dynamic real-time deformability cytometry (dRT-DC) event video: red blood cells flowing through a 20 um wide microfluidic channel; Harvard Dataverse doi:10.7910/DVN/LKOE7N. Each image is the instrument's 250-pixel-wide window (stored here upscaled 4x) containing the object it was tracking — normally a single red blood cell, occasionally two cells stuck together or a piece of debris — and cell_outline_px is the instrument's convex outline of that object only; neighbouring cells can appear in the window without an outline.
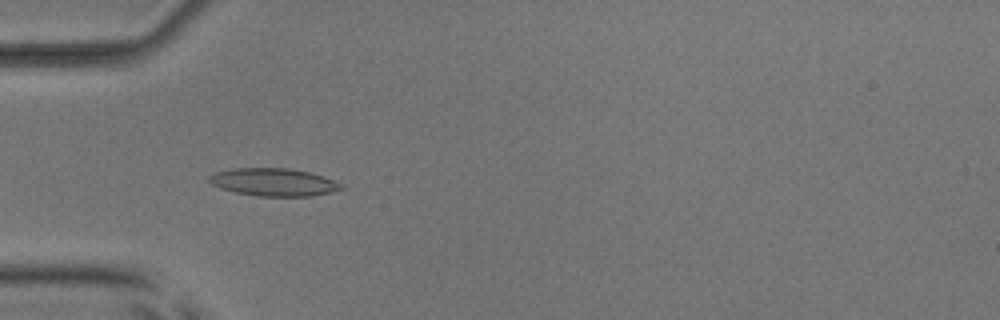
{"species": "common noctule bat (a hibernating species)", "species_latin": "Nyctalus noctula", "temperature_condition": "room temperature", "stored_images_in_passage": 53, "camera_frame_rate_fps": 3000, "um_per_image_px": 0.085, "animal": {"sex": "male", "body_mass_g": 17.9, "forearm_length_mm": 54.2}, "frame": {"image": 1, "passage_image": 17, "time_ms": 5.333, "image_size_px": [1000, 320], "cell_outline_px": [[344, 188], [312, 196], [256, 196], [236, 192], [220, 188], [212, 184], [208, 180], [208, 176], [216, 172], [232, 168], [288, 168], [308, 172], [344, 184]], "centroid_in_image_um": [23.22, 15.48], "position_along_channel_um": 61.8, "area_um2": 21.15}}
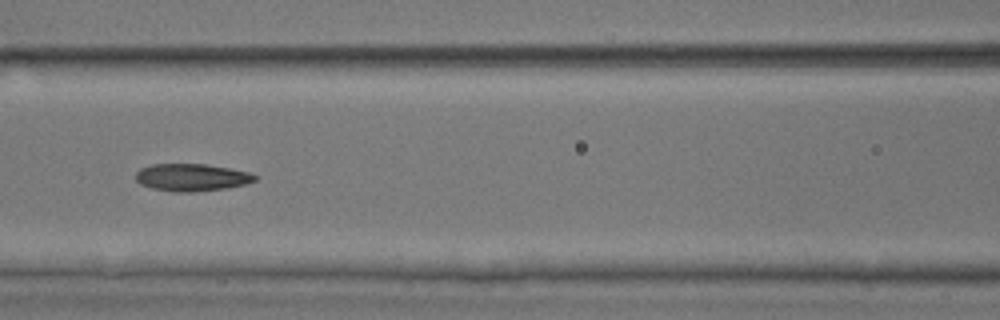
{"frame": {"image": 2, "passage_image": 24, "time_ms": 7.667, "image_size_px": [1000, 320], "cell_outline_px": [[256, 180], [244, 184], [224, 188], [196, 192], [176, 192], [152, 188], [140, 184], [136, 180], [136, 172], [140, 168], [152, 164], [204, 164], [228, 168], [248, 172], [256, 176]], "centroid_in_image_um": [16.24, 15.08], "position_along_channel_um": 150.4, "area_um2": 18.84}}
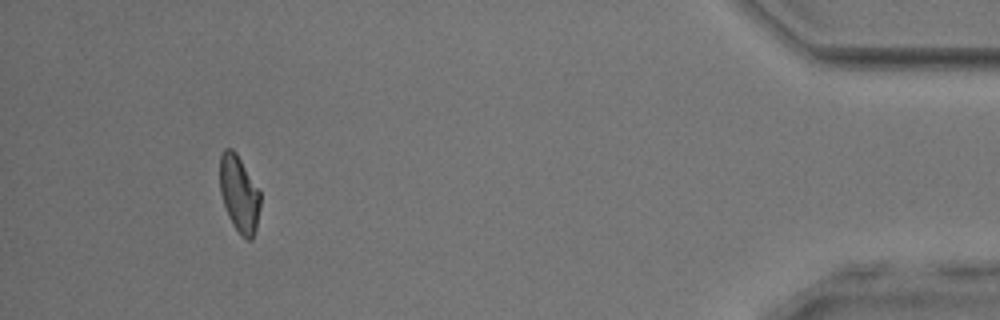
{"frame": {"image": 3, "passage_image": 49, "time_ms": 16.0, "image_size_px": [1000, 320], "cell_outline_px": [[260, 208], [256, 228], [252, 240], [248, 240], [232, 224], [228, 216], [220, 192], [220, 156], [224, 148], [232, 148], [236, 152], [260, 192]], "centroid_in_image_um": [20.32, 16.46], "position_along_channel_um": 414.9, "area_um2": 17.86}, "authors_computed_cell_mechanics": {"area_um2": 19.363, "velocity_mm_per_s": 3.9392, "shape_relaxation_time_tau1_ms": 3.2833, "shape_relaxation_time_tau2_ms": 4.9729, "deformation_change_tau1": 0.1327, "deformation_change_tau2": 0.1175}}